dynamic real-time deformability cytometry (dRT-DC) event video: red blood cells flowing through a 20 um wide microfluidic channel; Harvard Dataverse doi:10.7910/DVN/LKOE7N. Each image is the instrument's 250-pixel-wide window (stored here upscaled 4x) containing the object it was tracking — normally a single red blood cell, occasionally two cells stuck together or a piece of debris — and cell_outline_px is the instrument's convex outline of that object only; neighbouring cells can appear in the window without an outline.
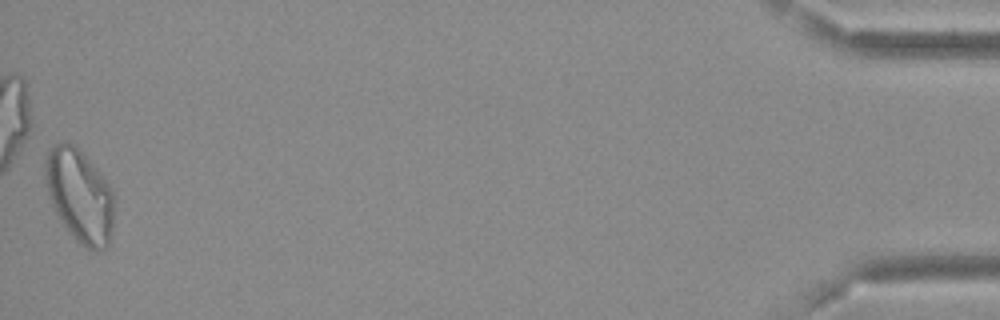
{"species": "Egyptian fruit bat (a non-hibernating species)", "species_latin": "Rousettus aegyptiacus", "temperature_condition": "cold", "stored_images_in_passage": 51, "camera_frame_rate_fps": 3000, "um_per_image_px": 0.085, "frame": {"image": 1, "passage_image": 51, "time_ms": 16.667, "image_size_px": [1000, 320], "cell_outline_px": [[112, 232], [108, 248], [100, 252], [88, 248], [76, 240], [68, 232], [60, 220], [52, 204], [44, 180], [44, 160], [48, 148], [56, 144], [72, 144], [100, 172], [112, 188]], "centroid_in_image_um": [6.75, 16.67], "position_along_channel_um": 428.4, "area_um2": 37.17}}